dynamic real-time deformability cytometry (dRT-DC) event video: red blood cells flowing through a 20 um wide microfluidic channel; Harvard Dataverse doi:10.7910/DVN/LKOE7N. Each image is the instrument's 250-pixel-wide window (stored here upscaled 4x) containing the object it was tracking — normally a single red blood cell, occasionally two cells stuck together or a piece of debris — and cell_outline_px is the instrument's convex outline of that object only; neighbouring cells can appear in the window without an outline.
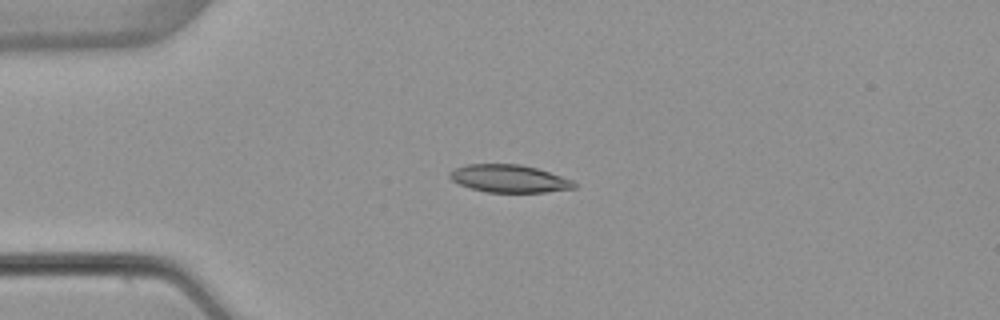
{"species": "common noctule bat (a hibernating species)", "species_latin": "Nyctalus noctula", "temperature_condition": "warm", "stored_images_in_passage": 6, "camera_frame_rate_fps": 3000, "um_per_image_px": 0.085, "animal": {"sex": "female", "body_mass_g": 22.7, "forearm_length_mm": 54.2}, "frame": {"image": 1, "passage_image": 3, "time_ms": 3.333, "image_size_px": [1000, 320], "cell_outline_px": [[576, 188], [544, 192], [484, 192], [460, 184], [452, 180], [448, 176], [448, 172], [464, 164], [520, 164], [536, 168], [572, 180], [576, 184]], "centroid_in_image_um": [43.24, 15.18], "position_along_channel_um": 41.8, "area_um2": 19.94}}
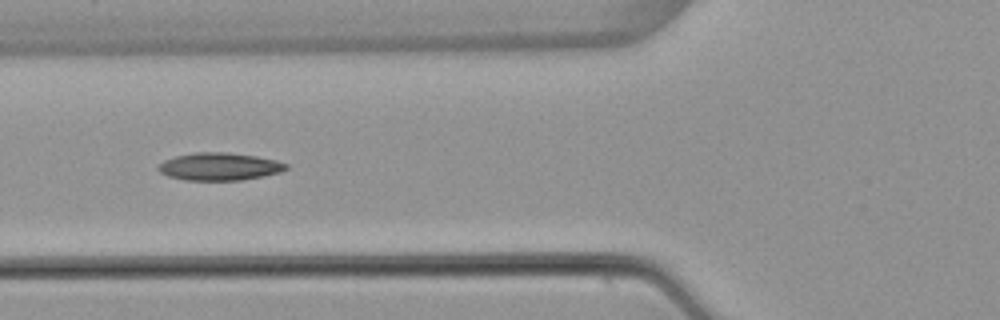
{"frame": {"image": 2, "passage_image": 5, "time_ms": 5.667, "image_size_px": [1000, 320], "cell_outline_px": [[288, 168], [280, 172], [264, 176], [240, 180], [184, 180], [168, 176], [160, 172], [156, 168], [164, 160], [176, 156], [196, 152], [224, 152], [256, 156], [276, 160], [288, 164]], "centroid_in_image_um": [18.65, 14.16], "position_along_channel_um": 107.2, "area_um2": 20.52}}
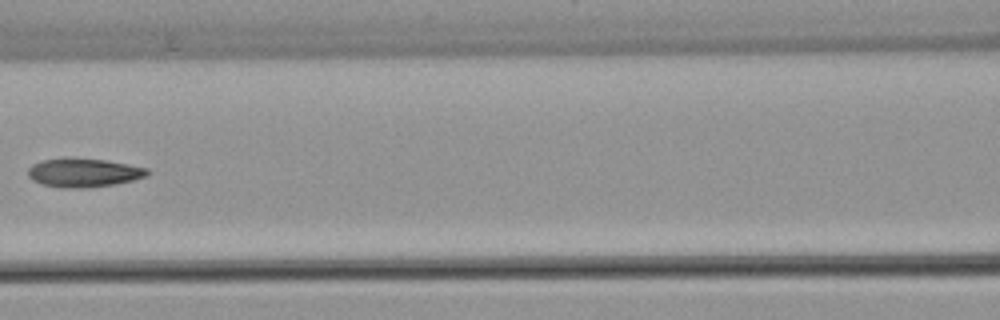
{"frame": {"image": 3, "passage_image": 6, "time_ms": 7.0, "image_size_px": [1000, 320], "cell_outline_px": [[152, 172], [148, 176], [116, 184], [88, 188], [64, 188], [44, 184], [32, 180], [28, 176], [28, 168], [32, 164], [44, 160], [64, 156], [104, 160], [128, 164], [148, 168]], "centroid_in_image_um": [7.13, 14.66], "position_along_channel_um": 159.5, "area_um2": 20.35}}